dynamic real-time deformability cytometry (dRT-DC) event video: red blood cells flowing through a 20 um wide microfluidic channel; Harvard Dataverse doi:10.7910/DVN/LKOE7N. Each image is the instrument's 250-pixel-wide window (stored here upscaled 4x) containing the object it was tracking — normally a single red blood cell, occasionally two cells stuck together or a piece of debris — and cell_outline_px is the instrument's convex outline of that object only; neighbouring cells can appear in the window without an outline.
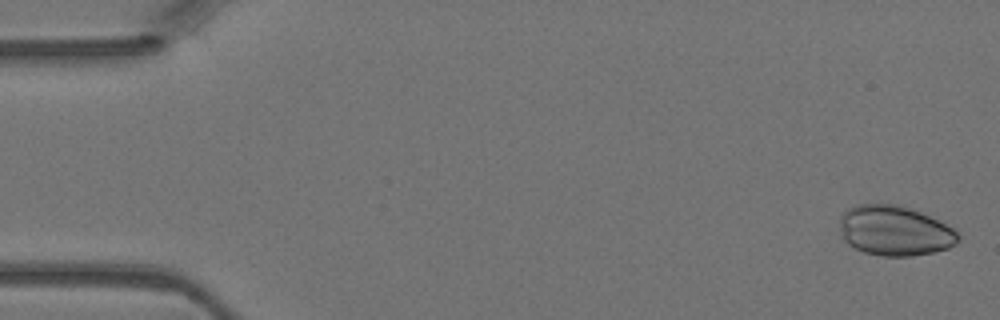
{"species": "Egyptian fruit bat (a non-hibernating species)", "species_latin": "Rousettus aegyptiacus", "temperature_condition": "warm", "stored_images_in_passage": 3, "camera_frame_rate_fps": 3000, "um_per_image_px": 0.085, "animal": {"sex": "female"}, "frame": {"image": 1, "passage_image": 1, "time_ms": 0.0, "image_size_px": [1000, 320], "cell_outline_px": [[960, 240], [956, 244], [948, 248], [932, 252], [912, 256], [884, 256], [864, 252], [848, 244], [844, 240], [840, 228], [840, 216], [848, 208], [856, 204], [896, 204], [912, 208], [952, 228], [960, 236]], "centroid_in_image_um": [76.03, 19.61], "position_along_channel_um": 9.0, "area_um2": 34.39}}